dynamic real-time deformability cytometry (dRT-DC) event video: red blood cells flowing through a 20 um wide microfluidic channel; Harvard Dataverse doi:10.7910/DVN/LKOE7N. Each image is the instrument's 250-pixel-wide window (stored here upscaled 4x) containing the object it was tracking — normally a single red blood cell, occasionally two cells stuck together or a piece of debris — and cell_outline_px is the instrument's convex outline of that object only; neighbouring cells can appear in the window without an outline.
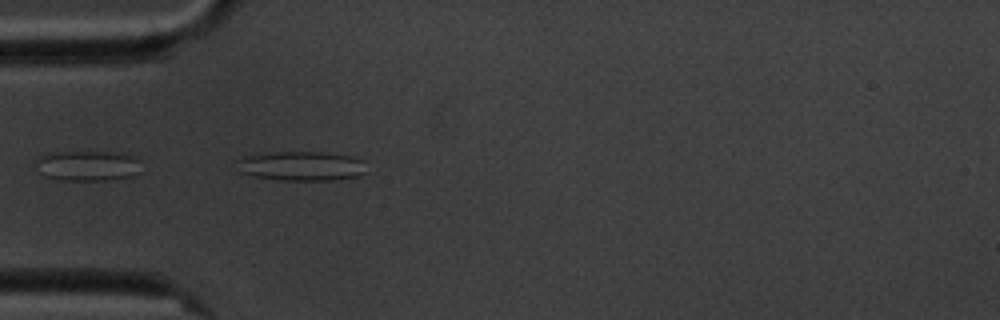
{"species": "common noctule bat (a hibernating species)", "species_latin": "Nyctalus noctula", "temperature_condition": "cold", "stored_images_in_passage": 4, "camera_frame_rate_fps": 3000, "um_per_image_px": 0.085, "animal": {"sex": "male", "body_mass_g": 20.1, "forearm_length_mm": 53.5}, "frame": {"image": 1, "passage_image": 4, "time_ms": 4.333, "image_size_px": [1000, 320], "cell_outline_px": [[364, 172], [356, 176], [332, 180], [280, 180], [256, 176], [240, 172], [236, 160], [240, 156], [268, 152], [320, 152], [348, 156], [364, 160]], "centroid_in_image_um": [25.55, 14.1], "position_along_channel_um": 59.5, "area_um2": 22.08}}